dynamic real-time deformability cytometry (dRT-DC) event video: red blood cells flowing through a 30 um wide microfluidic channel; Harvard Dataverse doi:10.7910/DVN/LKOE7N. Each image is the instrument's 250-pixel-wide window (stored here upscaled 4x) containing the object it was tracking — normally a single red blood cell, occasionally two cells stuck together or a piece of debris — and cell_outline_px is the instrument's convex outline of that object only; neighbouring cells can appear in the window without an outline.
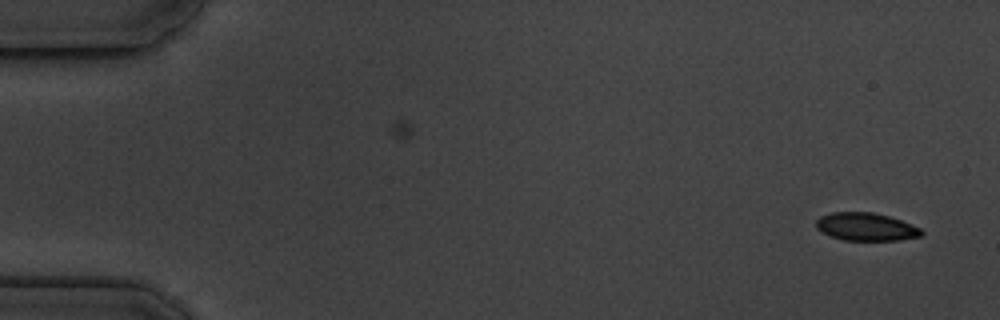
{"species": "common noctule bat (a hibernating species)", "species_latin": "Nyctalus noctula", "temperature_condition": "cold", "stored_images_in_passage": 3, "camera_frame_rate_fps": 3000, "um_per_image_px": 0.085, "animal": {"sex": "male", "body_mass_g": 19.5, "forearm_length_mm": 54.6}, "frame": {"image": 1, "passage_image": 3, "time_ms": 2.333, "image_size_px": [1000, 320], "cell_outline_px": [[924, 232], [920, 236], [900, 240], [844, 240], [832, 236], [816, 228], [816, 220], [820, 216], [832, 212], [872, 212], [888, 216], [900, 220], [920, 228]], "centroid_in_image_um": [73.6, 19.27], "position_along_channel_um": 11.4, "area_um2": 16.94}}